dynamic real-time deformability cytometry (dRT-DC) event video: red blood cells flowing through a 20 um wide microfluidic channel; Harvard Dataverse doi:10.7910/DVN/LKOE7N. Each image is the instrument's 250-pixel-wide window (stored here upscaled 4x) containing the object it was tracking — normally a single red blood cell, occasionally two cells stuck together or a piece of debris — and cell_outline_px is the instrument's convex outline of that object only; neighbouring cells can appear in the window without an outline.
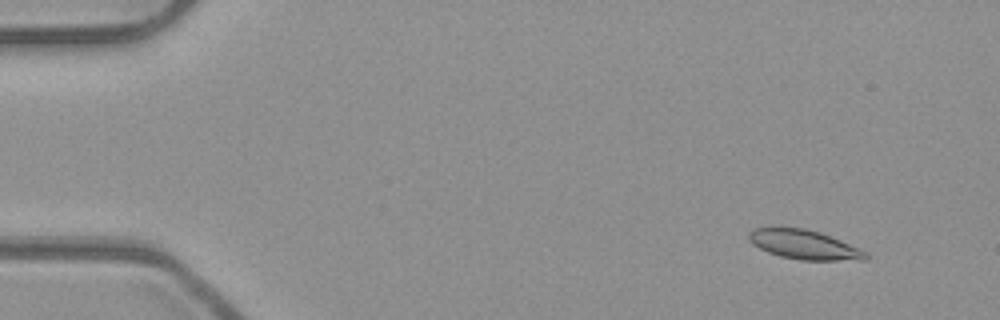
{"species": "common noctule bat (a hibernating species)", "species_latin": "Nyctalus noctula", "temperature_condition": "room temperature", "stored_images_in_passage": 50, "camera_frame_rate_fps": 3000, "um_per_image_px": 0.085, "animal": {"sex": "male", "body_mass_g": 23.1, "forearm_length_mm": 52.7}, "frame": {"image": 1, "passage_image": 2, "time_ms": 0.333, "image_size_px": [1000, 320], "cell_outline_px": [[868, 256], [864, 260], [800, 260], [780, 256], [768, 252], [752, 244], [748, 240], [748, 232], [752, 228], [772, 224], [804, 228], [820, 232], [860, 248], [868, 252]], "centroid_in_image_um": [68.26, 20.74], "position_along_channel_um": 16.7, "area_um2": 20.69}}
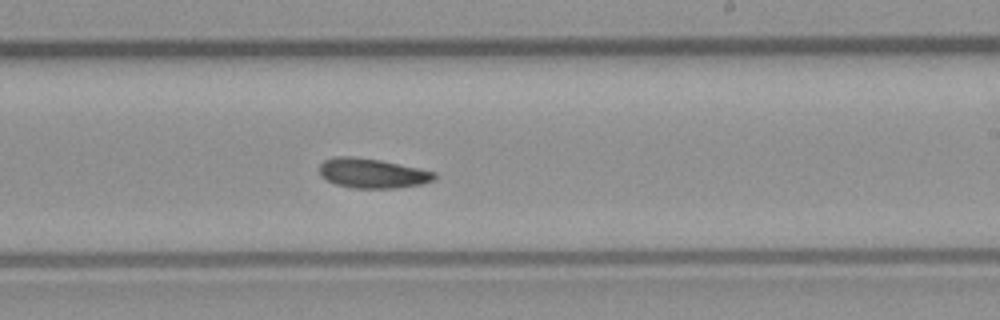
{"frame": {"image": 2, "passage_image": 29, "time_ms": 9.333, "image_size_px": [1000, 320], "cell_outline_px": [[436, 180], [424, 184], [396, 188], [352, 188], [336, 184], [320, 176], [320, 164], [324, 160], [332, 156], [352, 156], [380, 160], [420, 168], [436, 172]], "centroid_in_image_um": [31.67, 14.72], "position_along_channel_um": 257.3, "area_um2": 20.11}}
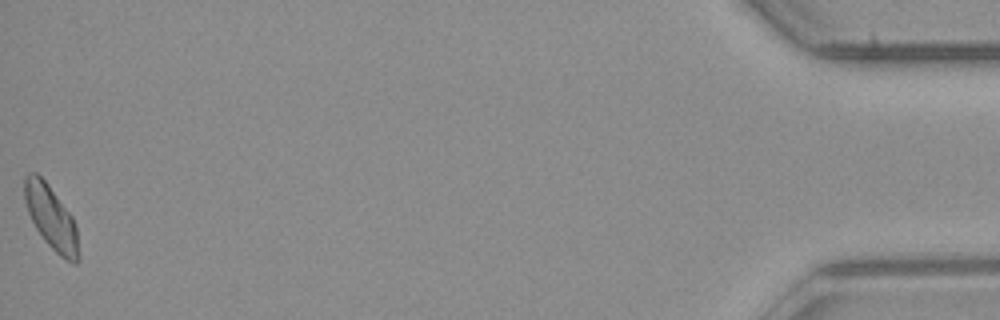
{"frame": {"image": 3, "passage_image": 50, "time_ms": 16.333, "image_size_px": [1000, 320], "cell_outline_px": [[80, 256], [76, 264], [72, 264], [60, 256], [44, 240], [36, 228], [28, 212], [24, 200], [24, 176], [28, 172], [36, 172], [48, 184], [72, 216], [76, 228]], "centroid_in_image_um": [4.35, 18.5], "position_along_channel_um": 430.9, "area_um2": 20.06}, "authors_computed_cell_mechanics": {"area_um2": 19.7098, "velocity_mm_per_s": 3.9305, "shape_relaxation_time_tau1_ms": 6.3831, "shape_relaxation_time_tau2_ms": 9.4542, "deformation_change_tau1": 0.1386, "deformation_change_tau2": 0.1453}}